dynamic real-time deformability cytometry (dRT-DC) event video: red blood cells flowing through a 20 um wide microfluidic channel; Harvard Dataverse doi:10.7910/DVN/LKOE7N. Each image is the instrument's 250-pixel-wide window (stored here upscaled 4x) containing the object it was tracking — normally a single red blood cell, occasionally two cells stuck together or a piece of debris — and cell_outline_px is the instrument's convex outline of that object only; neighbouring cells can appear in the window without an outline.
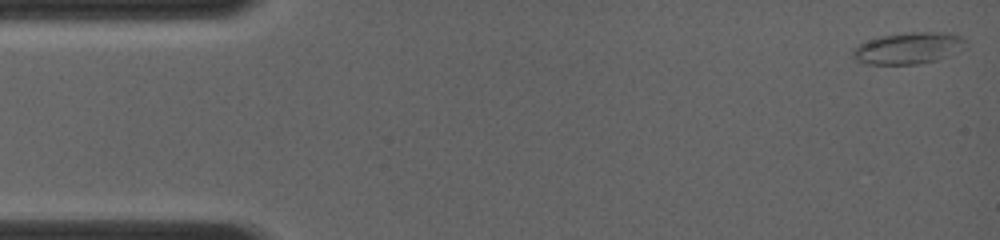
{"species": "common noctule bat (a hibernating species)", "species_latin": "Nyctalus noctula", "temperature_condition": "room temperature", "stored_images_in_passage": 7, "camera_frame_rate_fps": 4000, "um_per_image_px": 0.085, "animal": {"sex": "female", "body_mass_g": 19.0, "forearm_length_mm": 56.7}, "frame": {"image": 1, "passage_image": 1, "time_ms": 0.0, "image_size_px": [1000, 240], "cell_outline_px": [[968, 44], [936, 60], [916, 64], [868, 64], [856, 60], [852, 56], [852, 48], [860, 44], [880, 36], [912, 32], [948, 32], [960, 36]], "centroid_in_image_um": [77.16, 4.08], "position_along_channel_um": 7.8, "area_um2": 20.35}}
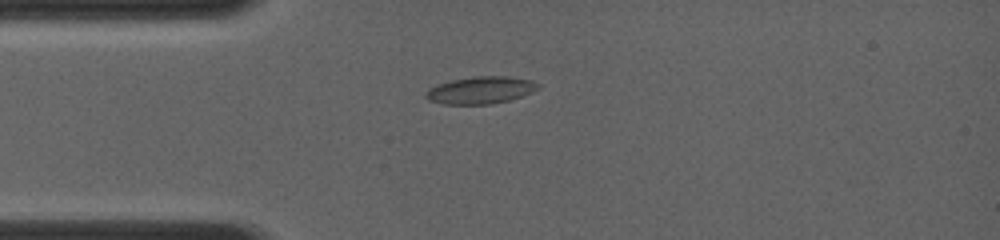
{"frame": {"image": 2, "passage_image": 7, "time_ms": 3.25, "image_size_px": [1000, 240], "cell_outline_px": [[540, 88], [532, 92], [508, 100], [492, 104], [444, 104], [428, 100], [424, 96], [424, 92], [428, 88], [436, 84], [452, 80], [472, 76], [508, 76], [532, 80], [540, 84]], "centroid_in_image_um": [40.82, 7.65], "position_along_channel_um": 44.2, "area_um2": 17.98}}